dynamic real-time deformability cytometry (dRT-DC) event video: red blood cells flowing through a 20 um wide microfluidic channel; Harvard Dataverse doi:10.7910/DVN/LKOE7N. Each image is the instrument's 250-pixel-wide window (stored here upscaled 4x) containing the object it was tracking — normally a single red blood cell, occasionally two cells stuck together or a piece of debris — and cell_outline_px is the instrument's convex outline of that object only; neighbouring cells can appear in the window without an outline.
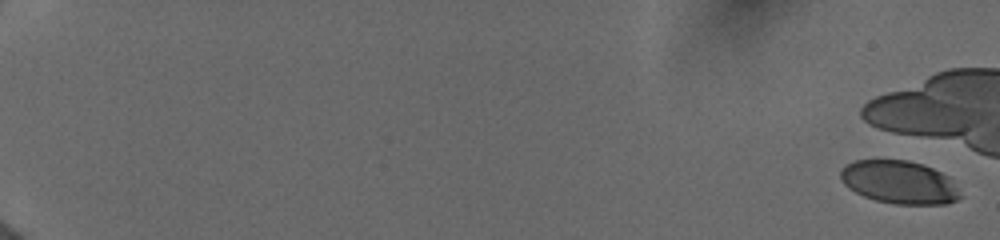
{"species": "human", "species_latin": "Homo sapiens", "temperature_condition": "cold", "stored_images_in_passage": 11, "camera_frame_rate_fps": 3000, "um_per_image_px": 0.085, "donor": {"sex": "female"}, "frame": {"image": 1, "passage_image": 1, "time_ms": 0.0, "image_size_px": [1000, 240], "cell_outline_px": [[960, 196], [956, 200], [944, 204], [896, 204], [876, 200], [864, 196], [848, 188], [844, 184], [840, 176], [840, 172], [848, 164], [856, 160], [908, 160], [924, 164], [948, 176], [960, 188]], "centroid_in_image_um": [76.47, 15.49], "position_along_channel_um": 8.5, "area_um2": 29.94}}